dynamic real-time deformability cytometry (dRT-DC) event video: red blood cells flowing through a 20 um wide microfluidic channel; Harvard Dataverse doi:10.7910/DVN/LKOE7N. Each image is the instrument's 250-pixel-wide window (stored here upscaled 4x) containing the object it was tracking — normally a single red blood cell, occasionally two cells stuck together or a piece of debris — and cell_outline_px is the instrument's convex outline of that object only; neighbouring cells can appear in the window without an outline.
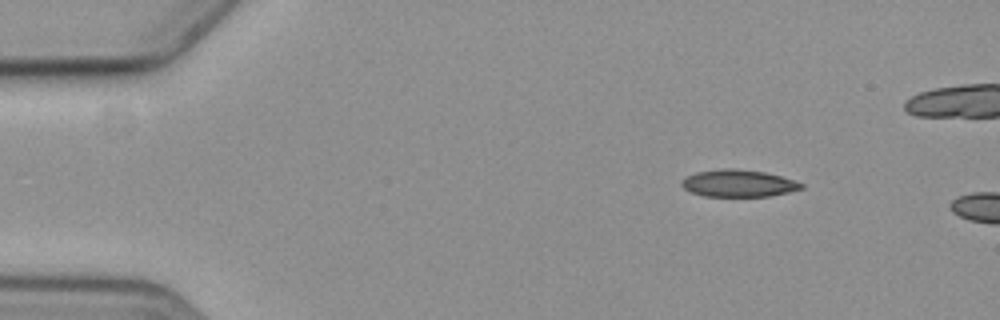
{"species": "common noctule bat (a hibernating species)", "species_latin": "Nyctalus noctula", "temperature_condition": "cold", "stored_images_in_passage": 4, "camera_frame_rate_fps": 3000, "um_per_image_px": 0.085, "animal": {"sex": "female", "body_mass_g": 19.3, "forearm_length_mm": 54.1}, "frame": {"image": 1, "passage_image": 2, "time_ms": 1.333, "image_size_px": [1000, 320], "cell_outline_px": [[804, 188], [772, 196], [704, 196], [692, 192], [684, 188], [680, 184], [680, 180], [684, 176], [696, 172], [720, 168], [736, 168], [764, 172], [780, 176], [804, 184]], "centroid_in_image_um": [62.72, 15.57], "position_along_channel_um": 22.3, "area_um2": 19.02}}